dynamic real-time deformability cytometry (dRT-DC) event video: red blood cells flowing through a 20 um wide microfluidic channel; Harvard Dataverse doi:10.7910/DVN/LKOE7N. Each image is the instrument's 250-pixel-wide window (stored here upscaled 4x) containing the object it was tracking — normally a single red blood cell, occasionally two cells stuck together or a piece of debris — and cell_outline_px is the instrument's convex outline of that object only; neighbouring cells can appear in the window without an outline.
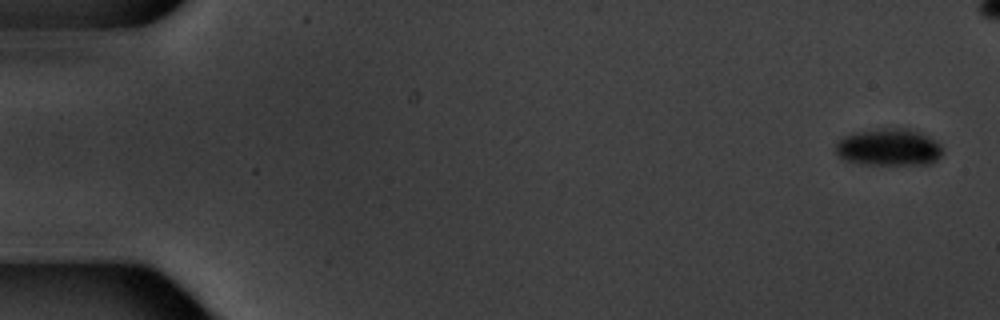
{"species": "common noctule bat (a hibernating species)", "species_latin": "Nyctalus noctula", "temperature_condition": "warm", "stored_images_in_passage": 6, "camera_frame_rate_fps": 3000, "um_per_image_px": 0.085, "animal": {"sex": "male", "body_mass_g": 20.1, "forearm_length_mm": 53.5}, "frame": {"image": 1, "passage_image": 1, "time_ms": 0.0, "image_size_px": [1000, 320], "cell_outline_px": [[944, 152], [932, 164], [868, 164], [844, 160], [836, 152], [836, 144], [844, 136], [852, 132], [884, 128], [908, 128], [920, 132], [936, 140], [944, 148]], "centroid_in_image_um": [75.6, 12.51], "position_along_channel_um": 9.4, "area_um2": 23.24}}